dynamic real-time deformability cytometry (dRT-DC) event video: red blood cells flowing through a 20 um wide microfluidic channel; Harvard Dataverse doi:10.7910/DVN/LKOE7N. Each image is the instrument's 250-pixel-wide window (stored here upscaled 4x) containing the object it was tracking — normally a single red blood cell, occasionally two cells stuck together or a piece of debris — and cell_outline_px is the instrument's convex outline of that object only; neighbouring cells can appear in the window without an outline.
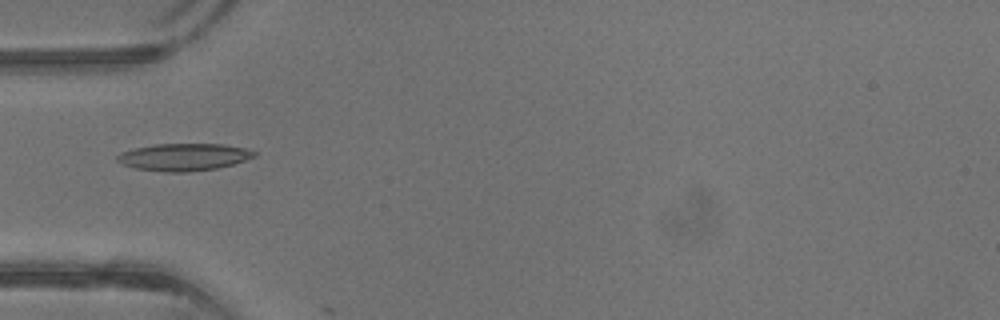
{"species": "common noctule bat (a hibernating species)", "species_latin": "Nyctalus noctula", "temperature_condition": "warm", "stored_images_in_passage": 10, "camera_frame_rate_fps": 3000, "um_per_image_px": 0.085, "animal": {"sex": "male", "body_mass_g": 13.3}, "frame": {"image": 1, "passage_image": 9, "time_ms": 2.667, "image_size_px": [1000, 320], "cell_outline_px": [[256, 156], [232, 164], [216, 168], [188, 172], [164, 172], [136, 168], [120, 164], [116, 160], [116, 156], [120, 152], [136, 148], [156, 144], [224, 144], [244, 148], [256, 152]], "centroid_in_image_um": [15.59, 13.35], "position_along_channel_um": 69.4, "area_um2": 21.68}}